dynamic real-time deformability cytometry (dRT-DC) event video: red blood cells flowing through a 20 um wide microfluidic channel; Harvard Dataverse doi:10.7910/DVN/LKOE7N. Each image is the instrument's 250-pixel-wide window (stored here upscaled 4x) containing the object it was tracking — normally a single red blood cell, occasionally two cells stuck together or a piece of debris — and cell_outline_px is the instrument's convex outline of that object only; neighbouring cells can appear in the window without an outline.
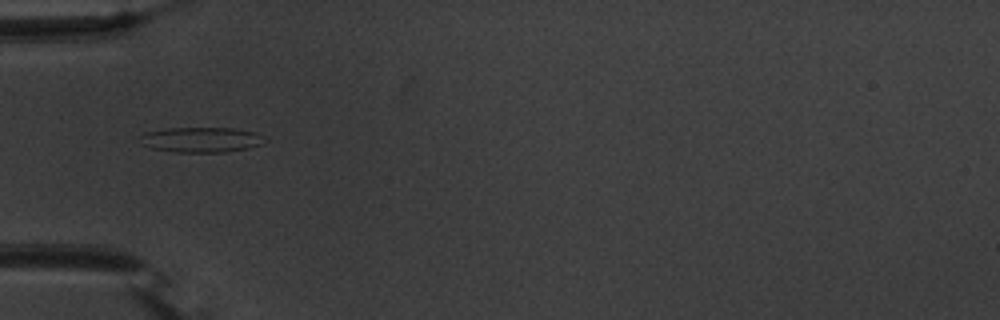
{"species": "common noctule bat (a hibernating species)", "species_latin": "Nyctalus noctula", "temperature_condition": "warm", "stored_images_in_passage": 33, "camera_frame_rate_fps": 3000, "um_per_image_px": 0.085, "animal": {"sex": "male", "body_mass_g": 20.1, "forearm_length_mm": 53.5}, "frame": {"image": 1, "passage_image": 1, "time_ms": 0.0, "image_size_px": [1000, 320], "cell_outline_px": [[268, 140], [260, 144], [248, 148], [224, 152], [176, 152], [152, 148], [140, 144], [140, 136], [144, 132], [168, 128], [232, 128], [256, 132], [264, 136]], "centroid_in_image_um": [17.1, 11.87], "position_along_channel_um": 67.9, "area_um2": 18.38}}
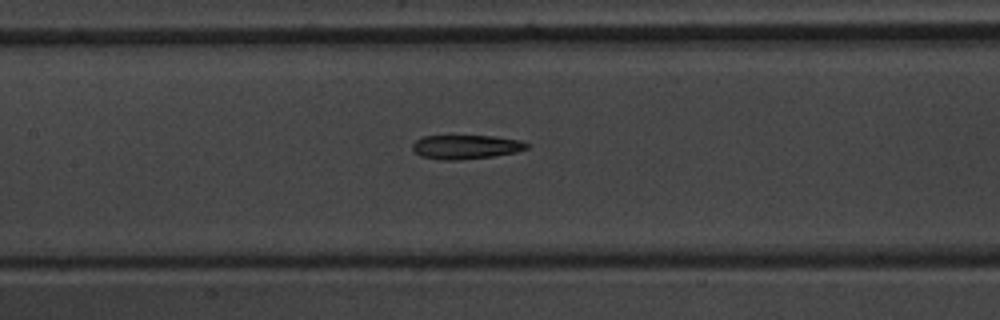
{"frame": {"image": 2, "passage_image": 9, "time_ms": 2.667, "image_size_px": [1000, 320], "cell_outline_px": [[528, 148], [516, 152], [492, 156], [460, 160], [440, 160], [420, 156], [412, 148], [412, 144], [416, 140], [424, 136], [492, 136], [520, 140], [528, 144]], "centroid_in_image_um": [39.58, 12.49], "position_along_channel_um": 167.8, "area_um2": 15.95}}
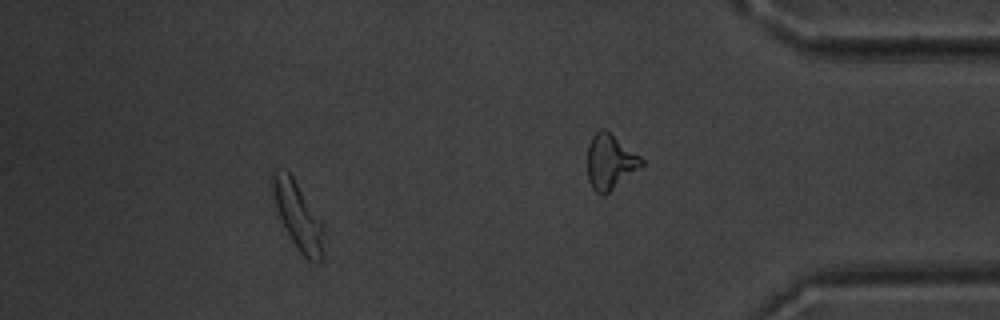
{"frame": {"image": 3, "passage_image": 27, "time_ms": 8.667, "image_size_px": [1000, 320], "cell_outline_px": [[324, 260], [320, 264], [308, 260], [300, 252], [292, 240], [276, 208], [272, 192], [272, 168], [276, 168], [288, 172], [292, 176], [324, 224]], "centroid_in_image_um": [25.37, 18.38], "position_along_channel_um": 409.8, "area_um2": 20.11}, "authors_computed_cell_mechanics": {"area_um2": 17.2244, "velocity_mm_per_s": 3.7378, "shape_relaxation_time_tau1_ms": 9.6481, "shape_relaxation_time_tau2_ms": 4.5168, "deformation_change_tau1": 0.2485, "deformation_change_tau2": 0.1562}}